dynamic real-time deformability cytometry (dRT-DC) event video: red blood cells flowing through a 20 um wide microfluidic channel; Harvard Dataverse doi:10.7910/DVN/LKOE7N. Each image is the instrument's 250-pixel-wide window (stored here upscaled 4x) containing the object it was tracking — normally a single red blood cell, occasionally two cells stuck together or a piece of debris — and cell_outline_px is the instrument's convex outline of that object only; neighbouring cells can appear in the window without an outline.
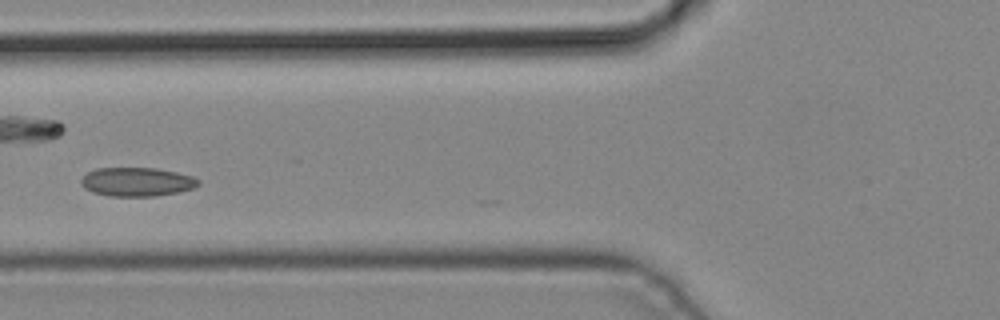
{"species": "common noctule bat (a hibernating species)", "species_latin": "Nyctalus noctula", "temperature_condition": "cold", "stored_images_in_passage": 4, "camera_frame_rate_fps": 3000, "um_per_image_px": 0.085, "animal": {"sex": "male", "body_mass_g": 19.2, "forearm_length_mm": 51.8}, "frame": {"image": 1, "passage_image": 4, "time_ms": 1.0, "image_size_px": [1000, 320], "cell_outline_px": [[200, 184], [192, 188], [180, 192], [156, 196], [108, 196], [92, 192], [84, 188], [80, 184], [80, 180], [88, 172], [96, 168], [156, 168], [176, 172], [192, 176], [200, 180]], "centroid_in_image_um": [11.63, 15.46], "position_along_channel_um": 114.2, "area_um2": 19.83}}